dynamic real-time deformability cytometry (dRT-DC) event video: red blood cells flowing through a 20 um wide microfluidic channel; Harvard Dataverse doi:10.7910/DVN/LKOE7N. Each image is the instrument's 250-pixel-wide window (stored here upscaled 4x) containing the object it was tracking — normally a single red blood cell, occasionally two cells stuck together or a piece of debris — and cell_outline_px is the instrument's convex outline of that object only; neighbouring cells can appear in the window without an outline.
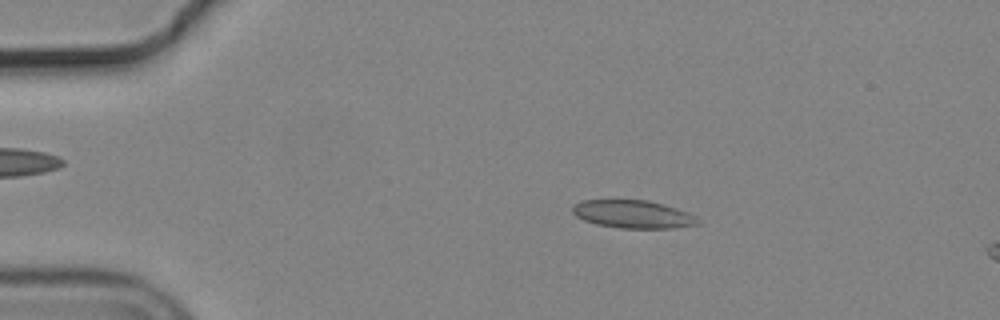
{"species": "common noctule bat (a hibernating species)", "species_latin": "Nyctalus noctula", "temperature_condition": "cold", "stored_images_in_passage": 16, "camera_frame_rate_fps": 3000, "um_per_image_px": 0.085, "animal": {"sex": "male", "body_mass_g": 19.2, "forearm_length_mm": 51.8}, "frame": {"image": 1, "passage_image": 10, "time_ms": 3.0, "image_size_px": [1000, 320], "cell_outline_px": [[700, 224], [676, 228], [620, 228], [596, 224], [584, 220], [576, 216], [572, 212], [572, 208], [576, 204], [584, 200], [648, 200], [664, 204], [688, 212], [696, 216], [700, 220]], "centroid_in_image_um": [53.85, 18.21], "position_along_channel_um": 31.1, "area_um2": 20.46}}